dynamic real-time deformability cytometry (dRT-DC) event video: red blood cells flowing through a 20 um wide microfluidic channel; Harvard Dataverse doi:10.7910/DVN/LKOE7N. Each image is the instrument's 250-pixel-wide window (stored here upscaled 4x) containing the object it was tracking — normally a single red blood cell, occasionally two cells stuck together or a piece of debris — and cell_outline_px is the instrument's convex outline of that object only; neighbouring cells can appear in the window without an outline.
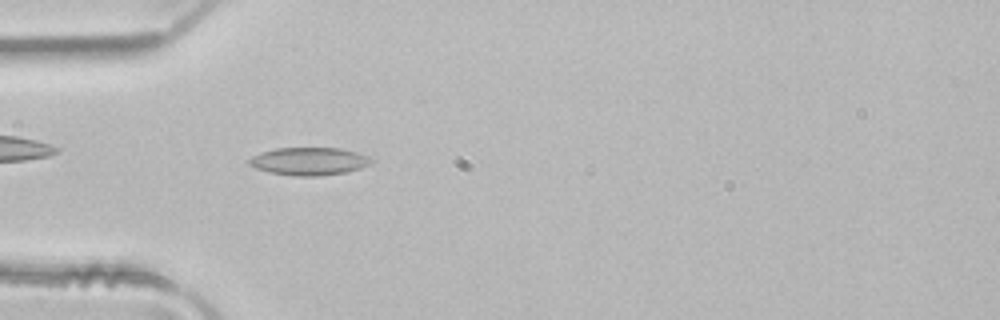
{"species": "common noctule bat (a hibernating species)", "species_latin": "Nyctalus noctula", "temperature_condition": "room temperature", "stored_images_in_passage": 4, "camera_frame_rate_fps": 3000, "um_per_image_px": 0.085, "animal": {"sex": "male", "body_mass_g": 21.5, "forearm_length_mm": 52.0}, "frame": {"image": 1, "passage_image": 4, "time_ms": 1.0, "image_size_px": [1000, 320], "cell_outline_px": [[376, 160], [372, 164], [360, 168], [344, 172], [320, 176], [296, 176], [268, 172], [256, 168], [248, 164], [248, 160], [252, 156], [260, 152], [276, 148], [340, 148], [356, 152], [368, 156]], "centroid_in_image_um": [26.28, 13.7], "position_along_channel_um": 58.7, "area_um2": 19.88}}